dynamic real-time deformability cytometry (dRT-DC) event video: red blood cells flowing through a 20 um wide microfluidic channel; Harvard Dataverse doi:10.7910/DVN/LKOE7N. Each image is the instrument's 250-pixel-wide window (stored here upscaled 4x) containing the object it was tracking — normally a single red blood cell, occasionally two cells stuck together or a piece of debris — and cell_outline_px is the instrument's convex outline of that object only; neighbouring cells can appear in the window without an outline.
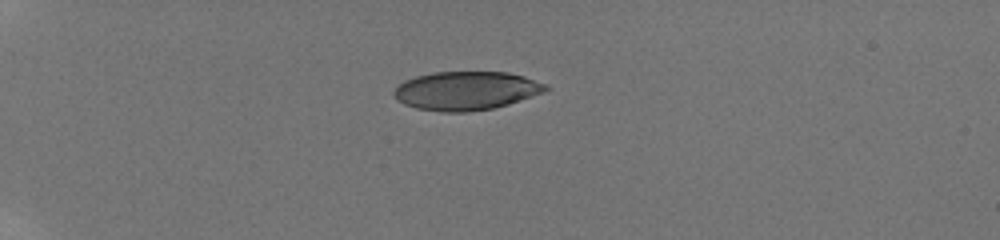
{"species": "human", "species_latin": "Homo sapiens", "temperature_condition": "room temperature", "stored_images_in_passage": 7, "camera_frame_rate_fps": 3000, "um_per_image_px": 0.085, "donor": {"sex": "male"}, "frame": {"image": 1, "passage_image": 1, "time_ms": 0.0, "image_size_px": [1000, 240], "cell_outline_px": [[548, 88], [544, 92], [508, 104], [492, 108], [468, 112], [440, 112], [416, 108], [404, 104], [396, 100], [392, 92], [404, 80], [416, 76], [432, 72], [508, 72], [524, 76], [548, 84]], "centroid_in_image_um": [39.61, 7.71], "position_along_channel_um": 45.4, "area_um2": 34.28}}
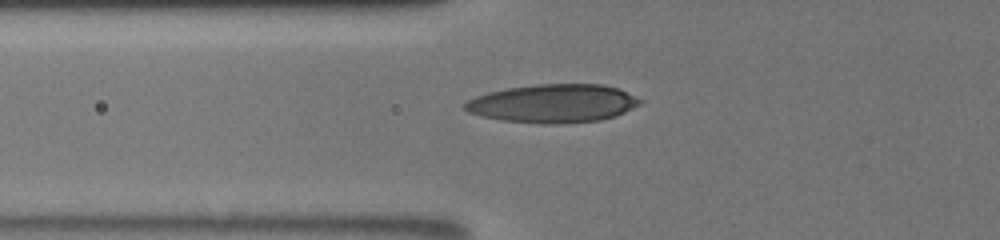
{"frame": {"image": 2, "passage_image": 4, "time_ms": 2.333, "image_size_px": [1000, 240], "cell_outline_px": [[644, 100], [640, 104], [616, 116], [600, 120], [556, 124], [544, 124], [500, 120], [480, 116], [468, 112], [460, 104], [476, 96], [488, 92], [508, 88], [536, 84], [604, 84], [616, 88]], "centroid_in_image_um": [46.98, 8.8], "position_along_channel_um": 78.8, "area_um2": 39.3}}
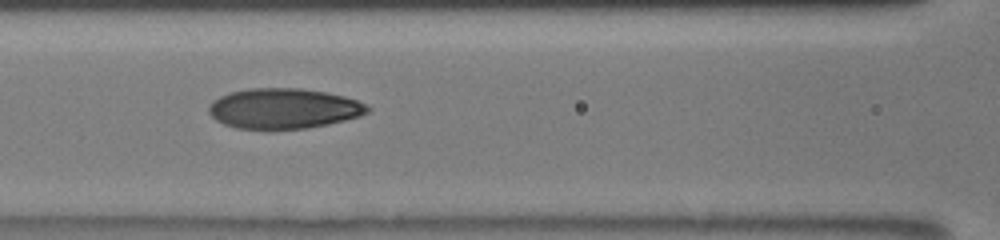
{"frame": {"image": 3, "passage_image": 6, "time_ms": 4.0, "image_size_px": [1000, 240], "cell_outline_px": [[372, 108], [368, 112], [360, 116], [328, 124], [308, 128], [268, 132], [236, 128], [224, 124], [216, 120], [208, 112], [208, 108], [220, 96], [232, 92], [252, 88], [300, 88], [324, 92], [344, 96], [356, 100]], "centroid_in_image_um": [24.1, 9.27], "position_along_channel_um": 142.5, "area_um2": 37.8}}